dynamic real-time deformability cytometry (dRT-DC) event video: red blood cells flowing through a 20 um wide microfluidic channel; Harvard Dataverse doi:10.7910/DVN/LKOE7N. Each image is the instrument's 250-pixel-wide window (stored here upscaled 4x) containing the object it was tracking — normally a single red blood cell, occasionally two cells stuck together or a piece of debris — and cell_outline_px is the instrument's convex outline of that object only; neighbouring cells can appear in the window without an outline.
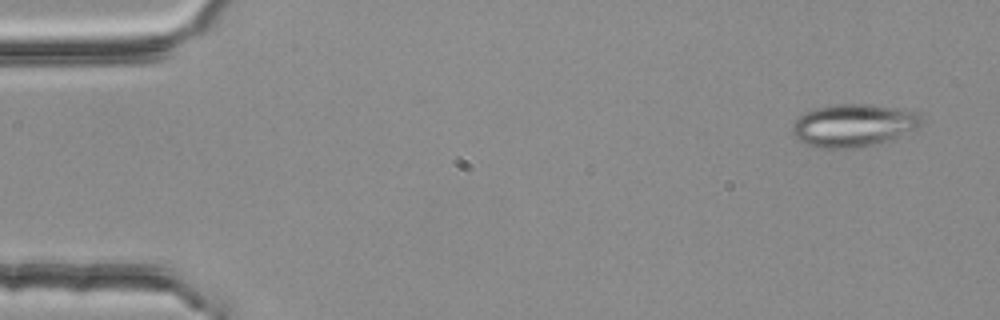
{"species": "common noctule bat (a hibernating species)", "species_latin": "Nyctalus noctula", "temperature_condition": "room temperature", "stored_images_in_passage": 4, "camera_frame_rate_fps": 3000, "um_per_image_px": 0.085, "animal": {"sex": "female", "body_mass_g": 25.1}, "frame": {"image": 1, "passage_image": 1, "time_ms": 0.0, "image_size_px": [1000, 320], "cell_outline_px": [[924, 124], [916, 128], [888, 140], [876, 144], [860, 148], [820, 148], [808, 144], [800, 140], [792, 132], [792, 124], [800, 116], [816, 108], [832, 104], [868, 104], [896, 108], [916, 112], [920, 116]], "centroid_in_image_um": [72.55, 10.65], "position_along_channel_um": 12.5, "area_um2": 31.79}}